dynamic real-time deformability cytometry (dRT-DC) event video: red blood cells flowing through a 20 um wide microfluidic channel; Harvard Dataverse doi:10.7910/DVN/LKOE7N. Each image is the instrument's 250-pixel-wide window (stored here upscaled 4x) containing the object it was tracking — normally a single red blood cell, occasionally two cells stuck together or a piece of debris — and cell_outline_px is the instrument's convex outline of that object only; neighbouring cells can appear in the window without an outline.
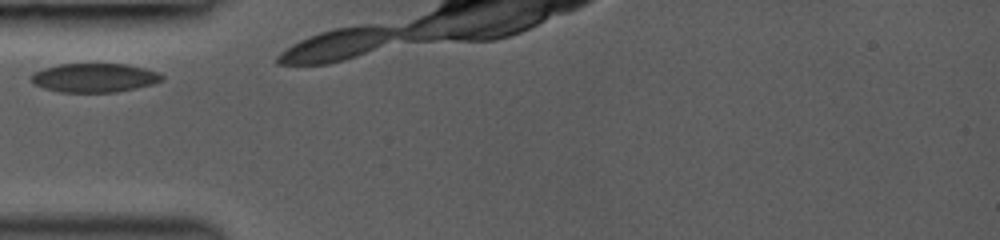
{"species": "common noctule bat (a hibernating species)", "species_latin": "Nyctalus noctula", "temperature_condition": "room temperature", "stored_images_in_passage": 22, "camera_frame_rate_fps": 3000, "um_per_image_px": 0.085, "animal": {"sex": "female", "body_mass_g": 19.0, "forearm_length_mm": 53.3}, "frame": {"image": 1, "passage_image": 1, "time_ms": 0.0, "image_size_px": [1000, 240], "cell_outline_px": [[164, 80], [152, 84], [116, 92], [60, 92], [44, 88], [32, 84], [28, 76], [32, 72], [44, 68], [60, 64], [124, 64], [144, 68], [160, 72], [164, 76]], "centroid_in_image_um": [7.98, 6.61], "position_along_channel_um": 77.0, "area_um2": 22.2}}